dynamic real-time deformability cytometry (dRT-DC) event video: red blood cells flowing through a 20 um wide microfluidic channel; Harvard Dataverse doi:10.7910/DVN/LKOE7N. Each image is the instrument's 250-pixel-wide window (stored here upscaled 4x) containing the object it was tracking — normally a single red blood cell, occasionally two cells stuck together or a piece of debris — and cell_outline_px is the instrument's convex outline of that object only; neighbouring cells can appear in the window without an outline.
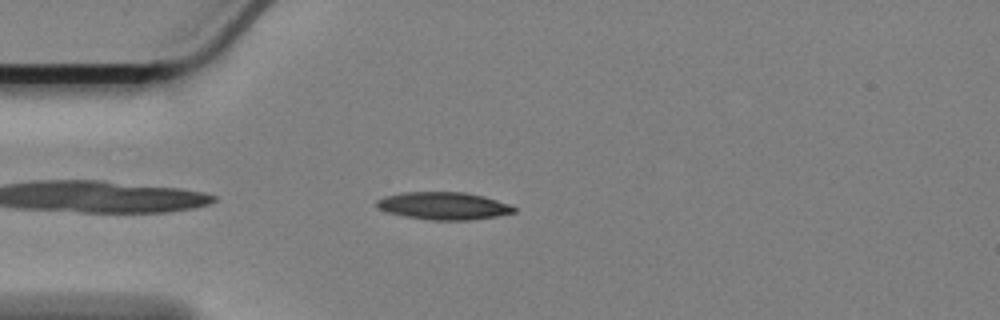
{"species": "Egyptian fruit bat (a non-hibernating species)", "species_latin": "Rousettus aegyptiacus", "temperature_condition": "cold", "stored_images_in_passage": 28, "camera_frame_rate_fps": 3000, "um_per_image_px": 0.085, "animal": {"sex": "female"}, "frame": {"image": 1, "passage_image": 4, "time_ms": 1.0, "image_size_px": [1000, 320], "cell_outline_px": [[516, 212], [496, 216], [468, 220], [432, 220], [404, 216], [388, 212], [376, 208], [376, 200], [384, 196], [404, 192], [464, 192], [496, 200], [508, 204], [516, 208]], "centroid_in_image_um": [37.66, 17.5], "position_along_channel_um": 47.3, "area_um2": 21.85}}
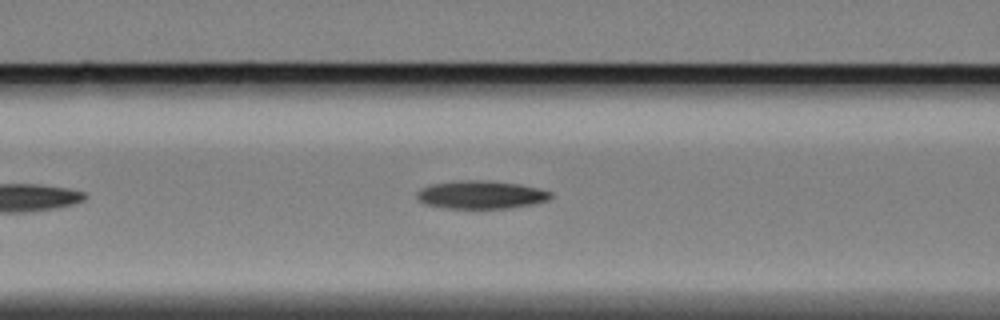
{"frame": {"image": 2, "passage_image": 12, "time_ms": 3.667, "image_size_px": [1000, 320], "cell_outline_px": [[552, 196], [548, 200], [532, 204], [508, 208], [444, 208], [424, 204], [416, 196], [416, 192], [432, 184], [456, 180], [488, 180], [520, 184], [552, 192]], "centroid_in_image_um": [40.88, 16.55], "position_along_channel_um": 125.7, "area_um2": 21.85}}
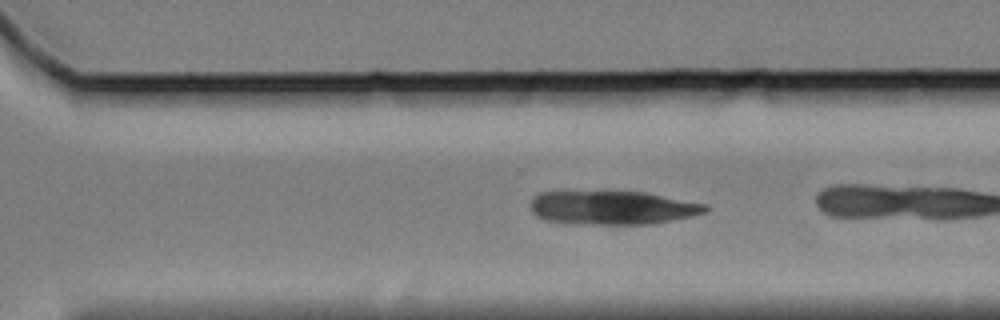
{"frame": {"image": 3, "passage_image": 23, "time_ms": 7.333, "image_size_px": [1000, 320], "cell_outline_px": [[708, 212], [692, 216], [652, 224], [572, 224], [544, 220], [536, 216], [532, 212], [528, 204], [532, 196], [540, 192], [608, 188], [648, 192], [708, 204]], "centroid_in_image_um": [51.99, 17.59], "position_along_channel_um": 318.6, "area_um2": 36.41}}